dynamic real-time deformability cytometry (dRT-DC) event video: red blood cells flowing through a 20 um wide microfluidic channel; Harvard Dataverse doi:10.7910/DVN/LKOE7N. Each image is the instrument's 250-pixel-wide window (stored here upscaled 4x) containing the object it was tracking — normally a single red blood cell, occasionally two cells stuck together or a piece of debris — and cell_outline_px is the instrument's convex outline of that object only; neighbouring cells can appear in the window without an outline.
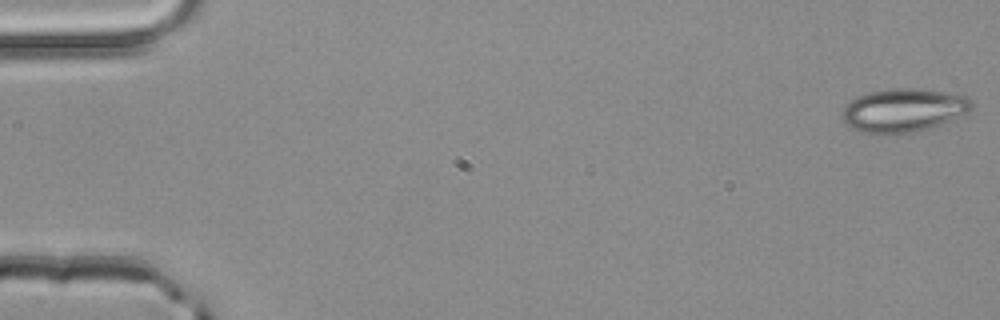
{"species": "common noctule bat (a hibernating species)", "species_latin": "Nyctalus noctula", "temperature_condition": "room temperature", "stored_images_in_passage": 17, "camera_frame_rate_fps": 3000, "um_per_image_px": 0.085, "animal": {"sex": "male", "body_mass_g": 20.4}, "frame": {"image": 1, "passage_image": 1, "time_ms": 0.0, "image_size_px": [1000, 320], "cell_outline_px": [[976, 104], [968, 112], [928, 128], [908, 132], [880, 136], [872, 136], [860, 132], [852, 128], [844, 120], [844, 108], [856, 96], [868, 92], [892, 88], [916, 88], [944, 92], [964, 96], [972, 100]], "centroid_in_image_um": [76.77, 9.38], "position_along_channel_um": 8.2, "area_um2": 32.71}}